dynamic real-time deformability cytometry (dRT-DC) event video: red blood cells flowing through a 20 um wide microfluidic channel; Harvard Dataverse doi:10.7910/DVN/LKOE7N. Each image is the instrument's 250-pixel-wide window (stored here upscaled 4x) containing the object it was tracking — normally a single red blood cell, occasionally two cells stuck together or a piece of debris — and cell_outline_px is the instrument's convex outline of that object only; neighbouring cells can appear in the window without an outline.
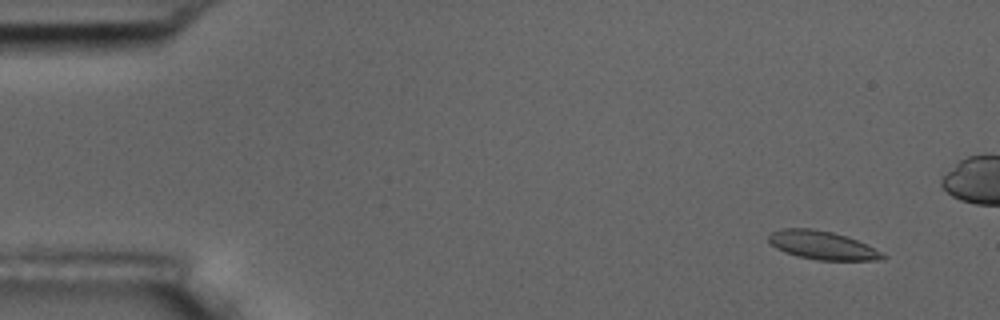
{"species": "common noctule bat (a hibernating species)", "species_latin": "Nyctalus noctula", "temperature_condition": "room temperature", "stored_images_in_passage": 9, "camera_frame_rate_fps": 3000, "um_per_image_px": 0.085, "animal": {"sex": "male", "body_mass_g": 17.5, "forearm_length_mm": 52.3}, "frame": {"image": 1, "passage_image": 2, "time_ms": 1.333, "image_size_px": [1000, 320], "cell_outline_px": [[888, 256], [884, 260], [816, 260], [796, 256], [784, 252], [776, 248], [768, 240], [768, 236], [772, 232], [780, 228], [812, 228], [832, 232], [848, 236]], "centroid_in_image_um": [69.86, 20.85], "position_along_channel_um": 15.1, "area_um2": 18.9}}